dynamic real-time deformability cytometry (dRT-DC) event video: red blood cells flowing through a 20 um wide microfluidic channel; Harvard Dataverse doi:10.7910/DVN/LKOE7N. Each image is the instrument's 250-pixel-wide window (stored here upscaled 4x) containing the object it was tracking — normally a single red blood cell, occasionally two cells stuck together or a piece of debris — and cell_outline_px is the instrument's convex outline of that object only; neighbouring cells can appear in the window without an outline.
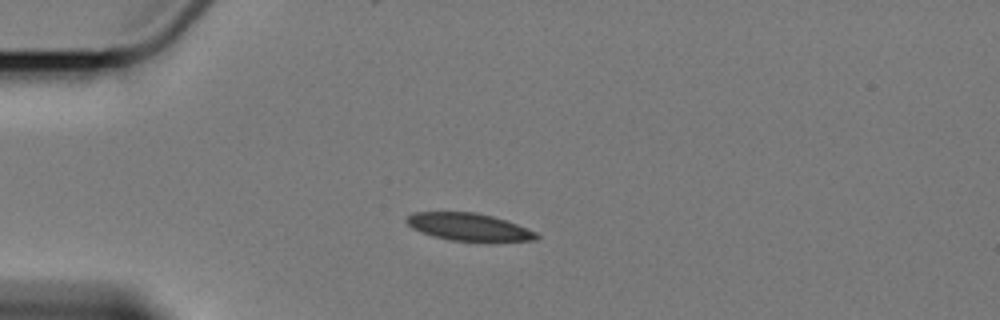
{"species": "Egyptian fruit bat (a non-hibernating species)", "species_latin": "Rousettus aegyptiacus", "temperature_condition": "cold", "stored_images_in_passage": 8, "camera_frame_rate_fps": 3000, "um_per_image_px": 0.085, "animal": {"sex": "female"}, "frame": {"image": 1, "passage_image": 4, "time_ms": 3.333, "image_size_px": [1000, 320], "cell_outline_px": [[540, 236], [536, 240], [496, 244], [484, 244], [448, 240], [432, 236], [420, 232], [412, 228], [404, 220], [412, 212], [476, 212], [492, 216], [516, 224], [536, 232]], "centroid_in_image_um": [39.9, 19.35], "position_along_channel_um": 45.1, "area_um2": 21.85}}
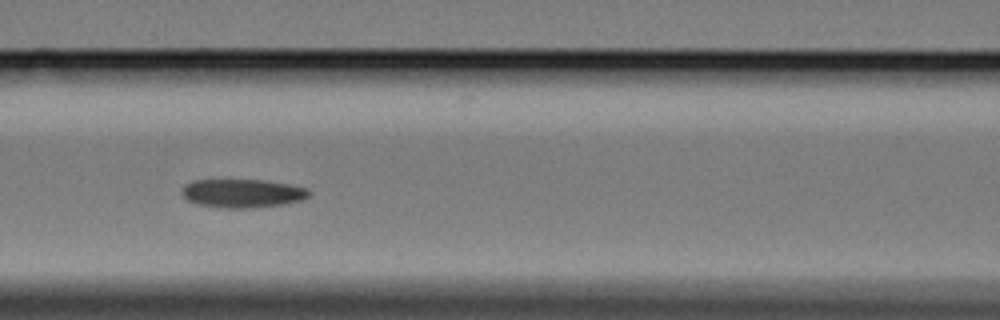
{"frame": {"image": 2, "passage_image": 7, "time_ms": 7.0, "image_size_px": [1000, 320], "cell_outline_px": [[312, 192], [304, 200], [284, 204], [256, 208], [220, 208], [196, 204], [188, 200], [180, 192], [184, 184], [192, 180], [264, 180], [288, 184], [308, 188]], "centroid_in_image_um": [20.61, 16.44], "position_along_channel_um": 146.0, "area_um2": 21.5}}
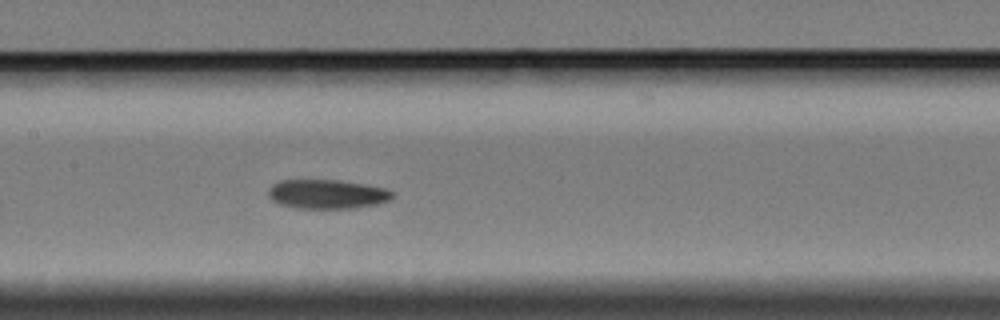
{"frame": {"image": 3, "passage_image": 8, "time_ms": 8.0, "image_size_px": [1000, 320], "cell_outline_px": [[392, 200], [376, 204], [356, 208], [296, 208], [280, 204], [272, 200], [268, 196], [268, 192], [272, 184], [280, 180], [336, 180], [384, 188], [392, 192]], "centroid_in_image_um": [27.77, 16.51], "position_along_channel_um": 179.6, "area_um2": 20.92}}